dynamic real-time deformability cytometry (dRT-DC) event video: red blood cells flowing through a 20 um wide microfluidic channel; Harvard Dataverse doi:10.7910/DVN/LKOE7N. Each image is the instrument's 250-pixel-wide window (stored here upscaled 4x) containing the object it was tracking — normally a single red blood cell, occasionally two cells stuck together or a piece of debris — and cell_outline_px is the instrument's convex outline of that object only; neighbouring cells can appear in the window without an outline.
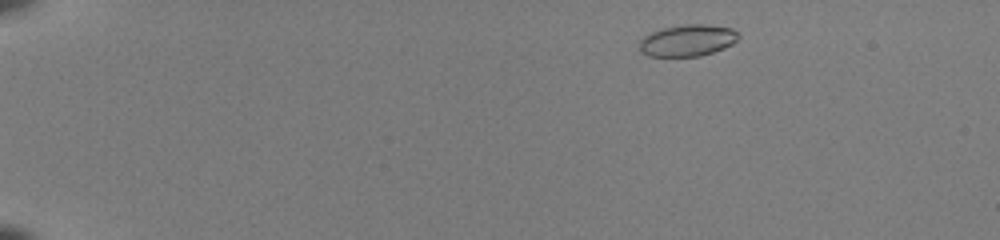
{"species": "common noctule bat (a hibernating species)", "species_latin": "Nyctalus noctula", "temperature_condition": "room temperature", "stored_images_in_passage": 47, "camera_frame_rate_fps": 3000, "um_per_image_px": 0.085, "animal": {"sex": "female", "body_mass_g": 22.0, "forearm_length_mm": 56.7}, "frame": {"image": 1, "passage_image": 4, "time_ms": 1.0, "image_size_px": [1000, 240], "cell_outline_px": [[740, 36], [732, 44], [724, 48], [700, 56], [648, 56], [640, 52], [640, 40], [644, 36], [660, 28], [684, 24], [704, 24], [732, 28], [740, 32]], "centroid_in_image_um": [58.45, 3.42], "position_along_channel_um": 26.6, "area_um2": 18.38}}
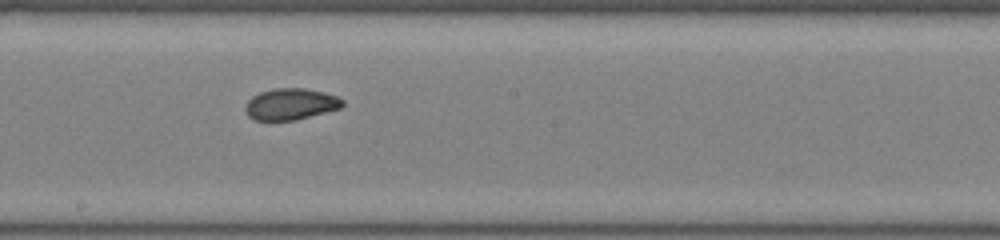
{"frame": {"image": 2, "passage_image": 27, "time_ms": 8.667, "image_size_px": [1000, 240], "cell_outline_px": [[344, 104], [340, 108], [296, 120], [252, 120], [248, 116], [244, 108], [248, 100], [252, 96], [260, 92], [272, 88], [304, 88], [324, 92], [336, 96], [344, 100]], "centroid_in_image_um": [24.68, 8.84], "position_along_channel_um": 223.5, "area_um2": 17.86}}
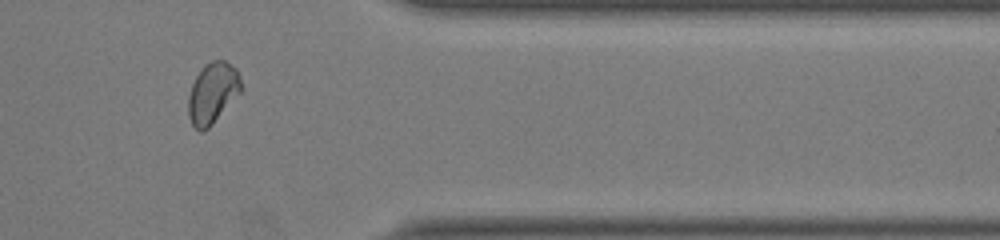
{"frame": {"image": 3, "passage_image": 40, "time_ms": 13.0, "image_size_px": [1000, 240], "cell_outline_px": [[244, 88], [212, 124], [204, 132], [200, 132], [192, 124], [188, 116], [188, 96], [192, 84], [196, 76], [204, 64], [212, 60], [224, 60], [236, 68], [240, 76]], "centroid_in_image_um": [18.08, 7.89], "position_along_channel_um": 393.3, "area_um2": 18.84}, "authors_computed_cell_mechanics": {"area_um2": 18.3804, "velocity_mm_per_s": 4.0859, "shape_relaxation_time_tau1_ms": 5.3892, "shape_relaxation_time_tau2_ms": 1.2611, "deformation_change_tau1": 0.1351, "deformation_change_tau2": 0.0522}}